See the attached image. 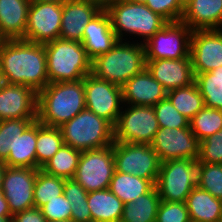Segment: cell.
<instances>
[{"instance_id":"obj_1","label":"cell","mask_w":222,"mask_h":222,"mask_svg":"<svg viewBox=\"0 0 222 222\" xmlns=\"http://www.w3.org/2000/svg\"><path fill=\"white\" fill-rule=\"evenodd\" d=\"M0 70L5 83L29 86L38 93L49 84L44 44L8 39L0 50Z\"/></svg>"},{"instance_id":"obj_2","label":"cell","mask_w":222,"mask_h":222,"mask_svg":"<svg viewBox=\"0 0 222 222\" xmlns=\"http://www.w3.org/2000/svg\"><path fill=\"white\" fill-rule=\"evenodd\" d=\"M86 109L84 81L49 83L38 92L37 120L60 127Z\"/></svg>"},{"instance_id":"obj_3","label":"cell","mask_w":222,"mask_h":222,"mask_svg":"<svg viewBox=\"0 0 222 222\" xmlns=\"http://www.w3.org/2000/svg\"><path fill=\"white\" fill-rule=\"evenodd\" d=\"M105 10L110 17L112 29L119 40L145 44L168 23L146 4L115 0Z\"/></svg>"},{"instance_id":"obj_4","label":"cell","mask_w":222,"mask_h":222,"mask_svg":"<svg viewBox=\"0 0 222 222\" xmlns=\"http://www.w3.org/2000/svg\"><path fill=\"white\" fill-rule=\"evenodd\" d=\"M146 68L144 44L118 40L107 53L92 60L91 74L122 87Z\"/></svg>"},{"instance_id":"obj_5","label":"cell","mask_w":222,"mask_h":222,"mask_svg":"<svg viewBox=\"0 0 222 222\" xmlns=\"http://www.w3.org/2000/svg\"><path fill=\"white\" fill-rule=\"evenodd\" d=\"M44 47L49 83L79 81L91 74L92 60L81 42L58 38Z\"/></svg>"},{"instance_id":"obj_6","label":"cell","mask_w":222,"mask_h":222,"mask_svg":"<svg viewBox=\"0 0 222 222\" xmlns=\"http://www.w3.org/2000/svg\"><path fill=\"white\" fill-rule=\"evenodd\" d=\"M59 128L64 144L80 151L100 149L114 143V126L88 109Z\"/></svg>"},{"instance_id":"obj_7","label":"cell","mask_w":222,"mask_h":222,"mask_svg":"<svg viewBox=\"0 0 222 222\" xmlns=\"http://www.w3.org/2000/svg\"><path fill=\"white\" fill-rule=\"evenodd\" d=\"M198 160L175 159L161 162L155 187L161 201L185 202L197 185Z\"/></svg>"},{"instance_id":"obj_8","label":"cell","mask_w":222,"mask_h":222,"mask_svg":"<svg viewBox=\"0 0 222 222\" xmlns=\"http://www.w3.org/2000/svg\"><path fill=\"white\" fill-rule=\"evenodd\" d=\"M159 130L152 106L123 104L114 125V141L132 144H151Z\"/></svg>"},{"instance_id":"obj_9","label":"cell","mask_w":222,"mask_h":222,"mask_svg":"<svg viewBox=\"0 0 222 222\" xmlns=\"http://www.w3.org/2000/svg\"><path fill=\"white\" fill-rule=\"evenodd\" d=\"M115 161L113 147L82 151L73 179L87 192L107 189L110 186Z\"/></svg>"},{"instance_id":"obj_10","label":"cell","mask_w":222,"mask_h":222,"mask_svg":"<svg viewBox=\"0 0 222 222\" xmlns=\"http://www.w3.org/2000/svg\"><path fill=\"white\" fill-rule=\"evenodd\" d=\"M115 171L157 181L161 161L149 144L116 142L112 144Z\"/></svg>"},{"instance_id":"obj_11","label":"cell","mask_w":222,"mask_h":222,"mask_svg":"<svg viewBox=\"0 0 222 222\" xmlns=\"http://www.w3.org/2000/svg\"><path fill=\"white\" fill-rule=\"evenodd\" d=\"M192 30L182 21L168 22L145 44V60L181 59L190 56Z\"/></svg>"},{"instance_id":"obj_12","label":"cell","mask_w":222,"mask_h":222,"mask_svg":"<svg viewBox=\"0 0 222 222\" xmlns=\"http://www.w3.org/2000/svg\"><path fill=\"white\" fill-rule=\"evenodd\" d=\"M86 109L113 126L123 107L122 87L88 74L84 79Z\"/></svg>"},{"instance_id":"obj_13","label":"cell","mask_w":222,"mask_h":222,"mask_svg":"<svg viewBox=\"0 0 222 222\" xmlns=\"http://www.w3.org/2000/svg\"><path fill=\"white\" fill-rule=\"evenodd\" d=\"M161 162L175 159L198 160L200 141L190 127L159 128L150 144Z\"/></svg>"},{"instance_id":"obj_14","label":"cell","mask_w":222,"mask_h":222,"mask_svg":"<svg viewBox=\"0 0 222 222\" xmlns=\"http://www.w3.org/2000/svg\"><path fill=\"white\" fill-rule=\"evenodd\" d=\"M63 4L31 2L28 10L25 40L45 44L59 38Z\"/></svg>"},{"instance_id":"obj_15","label":"cell","mask_w":222,"mask_h":222,"mask_svg":"<svg viewBox=\"0 0 222 222\" xmlns=\"http://www.w3.org/2000/svg\"><path fill=\"white\" fill-rule=\"evenodd\" d=\"M38 170L36 168L5 167L2 192L12 215L35 207L33 193Z\"/></svg>"},{"instance_id":"obj_16","label":"cell","mask_w":222,"mask_h":222,"mask_svg":"<svg viewBox=\"0 0 222 222\" xmlns=\"http://www.w3.org/2000/svg\"><path fill=\"white\" fill-rule=\"evenodd\" d=\"M190 57L194 76L222 66V33L218 29L194 30Z\"/></svg>"},{"instance_id":"obj_17","label":"cell","mask_w":222,"mask_h":222,"mask_svg":"<svg viewBox=\"0 0 222 222\" xmlns=\"http://www.w3.org/2000/svg\"><path fill=\"white\" fill-rule=\"evenodd\" d=\"M38 93L29 86L3 83L0 87V121L37 119Z\"/></svg>"},{"instance_id":"obj_18","label":"cell","mask_w":222,"mask_h":222,"mask_svg":"<svg viewBox=\"0 0 222 222\" xmlns=\"http://www.w3.org/2000/svg\"><path fill=\"white\" fill-rule=\"evenodd\" d=\"M146 68L167 92L190 86L195 81L191 57L145 60Z\"/></svg>"},{"instance_id":"obj_19","label":"cell","mask_w":222,"mask_h":222,"mask_svg":"<svg viewBox=\"0 0 222 222\" xmlns=\"http://www.w3.org/2000/svg\"><path fill=\"white\" fill-rule=\"evenodd\" d=\"M102 9L88 0H69L63 4L59 38L82 42L85 26Z\"/></svg>"},{"instance_id":"obj_20","label":"cell","mask_w":222,"mask_h":222,"mask_svg":"<svg viewBox=\"0 0 222 222\" xmlns=\"http://www.w3.org/2000/svg\"><path fill=\"white\" fill-rule=\"evenodd\" d=\"M123 104L154 106L166 98L165 88L144 68L122 86Z\"/></svg>"},{"instance_id":"obj_21","label":"cell","mask_w":222,"mask_h":222,"mask_svg":"<svg viewBox=\"0 0 222 222\" xmlns=\"http://www.w3.org/2000/svg\"><path fill=\"white\" fill-rule=\"evenodd\" d=\"M119 39L111 26L110 17L102 9L84 28L82 45L88 57L94 60L97 56L107 53Z\"/></svg>"},{"instance_id":"obj_22","label":"cell","mask_w":222,"mask_h":222,"mask_svg":"<svg viewBox=\"0 0 222 222\" xmlns=\"http://www.w3.org/2000/svg\"><path fill=\"white\" fill-rule=\"evenodd\" d=\"M192 31L219 29L222 24V0H192L181 19Z\"/></svg>"},{"instance_id":"obj_23","label":"cell","mask_w":222,"mask_h":222,"mask_svg":"<svg viewBox=\"0 0 222 222\" xmlns=\"http://www.w3.org/2000/svg\"><path fill=\"white\" fill-rule=\"evenodd\" d=\"M30 0H0V29L7 39L25 40Z\"/></svg>"},{"instance_id":"obj_24","label":"cell","mask_w":222,"mask_h":222,"mask_svg":"<svg viewBox=\"0 0 222 222\" xmlns=\"http://www.w3.org/2000/svg\"><path fill=\"white\" fill-rule=\"evenodd\" d=\"M191 222H221L222 200L197 185L185 201Z\"/></svg>"},{"instance_id":"obj_25","label":"cell","mask_w":222,"mask_h":222,"mask_svg":"<svg viewBox=\"0 0 222 222\" xmlns=\"http://www.w3.org/2000/svg\"><path fill=\"white\" fill-rule=\"evenodd\" d=\"M92 222H120L124 203L109 188L88 192Z\"/></svg>"},{"instance_id":"obj_26","label":"cell","mask_w":222,"mask_h":222,"mask_svg":"<svg viewBox=\"0 0 222 222\" xmlns=\"http://www.w3.org/2000/svg\"><path fill=\"white\" fill-rule=\"evenodd\" d=\"M37 120L33 121L14 143L7 160L8 167L36 168Z\"/></svg>"},{"instance_id":"obj_27","label":"cell","mask_w":222,"mask_h":222,"mask_svg":"<svg viewBox=\"0 0 222 222\" xmlns=\"http://www.w3.org/2000/svg\"><path fill=\"white\" fill-rule=\"evenodd\" d=\"M154 186L152 180L114 171L109 190L125 204L148 193Z\"/></svg>"},{"instance_id":"obj_28","label":"cell","mask_w":222,"mask_h":222,"mask_svg":"<svg viewBox=\"0 0 222 222\" xmlns=\"http://www.w3.org/2000/svg\"><path fill=\"white\" fill-rule=\"evenodd\" d=\"M160 201L154 186L148 193L124 204L120 222H155Z\"/></svg>"},{"instance_id":"obj_29","label":"cell","mask_w":222,"mask_h":222,"mask_svg":"<svg viewBox=\"0 0 222 222\" xmlns=\"http://www.w3.org/2000/svg\"><path fill=\"white\" fill-rule=\"evenodd\" d=\"M62 145L64 140L60 128L41 124L37 120L36 169H41Z\"/></svg>"},{"instance_id":"obj_30","label":"cell","mask_w":222,"mask_h":222,"mask_svg":"<svg viewBox=\"0 0 222 222\" xmlns=\"http://www.w3.org/2000/svg\"><path fill=\"white\" fill-rule=\"evenodd\" d=\"M81 153L82 151L64 144L41 170L64 179H73Z\"/></svg>"},{"instance_id":"obj_31","label":"cell","mask_w":222,"mask_h":222,"mask_svg":"<svg viewBox=\"0 0 222 222\" xmlns=\"http://www.w3.org/2000/svg\"><path fill=\"white\" fill-rule=\"evenodd\" d=\"M166 97L188 120H191L205 106L204 99L195 82L190 86L167 92Z\"/></svg>"},{"instance_id":"obj_32","label":"cell","mask_w":222,"mask_h":222,"mask_svg":"<svg viewBox=\"0 0 222 222\" xmlns=\"http://www.w3.org/2000/svg\"><path fill=\"white\" fill-rule=\"evenodd\" d=\"M204 99V105L222 110V66L195 75L194 81Z\"/></svg>"},{"instance_id":"obj_33","label":"cell","mask_w":222,"mask_h":222,"mask_svg":"<svg viewBox=\"0 0 222 222\" xmlns=\"http://www.w3.org/2000/svg\"><path fill=\"white\" fill-rule=\"evenodd\" d=\"M63 193L71 203V220L73 222H92L88 206V192L74 179H65Z\"/></svg>"},{"instance_id":"obj_34","label":"cell","mask_w":222,"mask_h":222,"mask_svg":"<svg viewBox=\"0 0 222 222\" xmlns=\"http://www.w3.org/2000/svg\"><path fill=\"white\" fill-rule=\"evenodd\" d=\"M189 127L201 142L222 130V110L204 106L189 121Z\"/></svg>"},{"instance_id":"obj_35","label":"cell","mask_w":222,"mask_h":222,"mask_svg":"<svg viewBox=\"0 0 222 222\" xmlns=\"http://www.w3.org/2000/svg\"><path fill=\"white\" fill-rule=\"evenodd\" d=\"M65 179L50 175L41 169L37 171L34 186V205L37 208L44 206L49 200H53L63 194Z\"/></svg>"},{"instance_id":"obj_36","label":"cell","mask_w":222,"mask_h":222,"mask_svg":"<svg viewBox=\"0 0 222 222\" xmlns=\"http://www.w3.org/2000/svg\"><path fill=\"white\" fill-rule=\"evenodd\" d=\"M37 119H7L0 121V162L8 158L10 148L23 131Z\"/></svg>"},{"instance_id":"obj_37","label":"cell","mask_w":222,"mask_h":222,"mask_svg":"<svg viewBox=\"0 0 222 222\" xmlns=\"http://www.w3.org/2000/svg\"><path fill=\"white\" fill-rule=\"evenodd\" d=\"M197 186L222 200V164L198 163Z\"/></svg>"},{"instance_id":"obj_38","label":"cell","mask_w":222,"mask_h":222,"mask_svg":"<svg viewBox=\"0 0 222 222\" xmlns=\"http://www.w3.org/2000/svg\"><path fill=\"white\" fill-rule=\"evenodd\" d=\"M159 128H186L189 121L166 97L153 106Z\"/></svg>"},{"instance_id":"obj_39","label":"cell","mask_w":222,"mask_h":222,"mask_svg":"<svg viewBox=\"0 0 222 222\" xmlns=\"http://www.w3.org/2000/svg\"><path fill=\"white\" fill-rule=\"evenodd\" d=\"M155 222H191L186 203L160 201Z\"/></svg>"},{"instance_id":"obj_40","label":"cell","mask_w":222,"mask_h":222,"mask_svg":"<svg viewBox=\"0 0 222 222\" xmlns=\"http://www.w3.org/2000/svg\"><path fill=\"white\" fill-rule=\"evenodd\" d=\"M146 5L167 22L181 21L185 9L181 0H147Z\"/></svg>"},{"instance_id":"obj_41","label":"cell","mask_w":222,"mask_h":222,"mask_svg":"<svg viewBox=\"0 0 222 222\" xmlns=\"http://www.w3.org/2000/svg\"><path fill=\"white\" fill-rule=\"evenodd\" d=\"M198 163L222 164V130L200 142Z\"/></svg>"},{"instance_id":"obj_42","label":"cell","mask_w":222,"mask_h":222,"mask_svg":"<svg viewBox=\"0 0 222 222\" xmlns=\"http://www.w3.org/2000/svg\"><path fill=\"white\" fill-rule=\"evenodd\" d=\"M71 203L66 199L64 193L53 200H49L40 209L46 221H58L71 219Z\"/></svg>"},{"instance_id":"obj_43","label":"cell","mask_w":222,"mask_h":222,"mask_svg":"<svg viewBox=\"0 0 222 222\" xmlns=\"http://www.w3.org/2000/svg\"><path fill=\"white\" fill-rule=\"evenodd\" d=\"M13 222H47L40 208L32 207L12 216Z\"/></svg>"},{"instance_id":"obj_44","label":"cell","mask_w":222,"mask_h":222,"mask_svg":"<svg viewBox=\"0 0 222 222\" xmlns=\"http://www.w3.org/2000/svg\"><path fill=\"white\" fill-rule=\"evenodd\" d=\"M7 200L4 197L2 190H0V217H12Z\"/></svg>"},{"instance_id":"obj_45","label":"cell","mask_w":222,"mask_h":222,"mask_svg":"<svg viewBox=\"0 0 222 222\" xmlns=\"http://www.w3.org/2000/svg\"><path fill=\"white\" fill-rule=\"evenodd\" d=\"M91 3H95L101 9H106L110 4H112L115 0H88Z\"/></svg>"},{"instance_id":"obj_46","label":"cell","mask_w":222,"mask_h":222,"mask_svg":"<svg viewBox=\"0 0 222 222\" xmlns=\"http://www.w3.org/2000/svg\"><path fill=\"white\" fill-rule=\"evenodd\" d=\"M31 2H47V3H60L64 4L69 0H30Z\"/></svg>"},{"instance_id":"obj_47","label":"cell","mask_w":222,"mask_h":222,"mask_svg":"<svg viewBox=\"0 0 222 222\" xmlns=\"http://www.w3.org/2000/svg\"><path fill=\"white\" fill-rule=\"evenodd\" d=\"M5 167H6L5 164L3 162H0V190H2V181H3Z\"/></svg>"},{"instance_id":"obj_48","label":"cell","mask_w":222,"mask_h":222,"mask_svg":"<svg viewBox=\"0 0 222 222\" xmlns=\"http://www.w3.org/2000/svg\"><path fill=\"white\" fill-rule=\"evenodd\" d=\"M8 41L7 37L1 32L0 29V50L4 46V44Z\"/></svg>"},{"instance_id":"obj_49","label":"cell","mask_w":222,"mask_h":222,"mask_svg":"<svg viewBox=\"0 0 222 222\" xmlns=\"http://www.w3.org/2000/svg\"><path fill=\"white\" fill-rule=\"evenodd\" d=\"M0 222H13L12 217H0Z\"/></svg>"},{"instance_id":"obj_50","label":"cell","mask_w":222,"mask_h":222,"mask_svg":"<svg viewBox=\"0 0 222 222\" xmlns=\"http://www.w3.org/2000/svg\"><path fill=\"white\" fill-rule=\"evenodd\" d=\"M128 2H134V3H140V4H146L147 0H126Z\"/></svg>"},{"instance_id":"obj_51","label":"cell","mask_w":222,"mask_h":222,"mask_svg":"<svg viewBox=\"0 0 222 222\" xmlns=\"http://www.w3.org/2000/svg\"><path fill=\"white\" fill-rule=\"evenodd\" d=\"M192 0H181L182 5L185 7L187 4H189Z\"/></svg>"},{"instance_id":"obj_52","label":"cell","mask_w":222,"mask_h":222,"mask_svg":"<svg viewBox=\"0 0 222 222\" xmlns=\"http://www.w3.org/2000/svg\"><path fill=\"white\" fill-rule=\"evenodd\" d=\"M47 222H73V221L69 219V220H58V221H47Z\"/></svg>"},{"instance_id":"obj_53","label":"cell","mask_w":222,"mask_h":222,"mask_svg":"<svg viewBox=\"0 0 222 222\" xmlns=\"http://www.w3.org/2000/svg\"><path fill=\"white\" fill-rule=\"evenodd\" d=\"M4 83L3 77H2V72L0 70V87L2 86V84Z\"/></svg>"},{"instance_id":"obj_54","label":"cell","mask_w":222,"mask_h":222,"mask_svg":"<svg viewBox=\"0 0 222 222\" xmlns=\"http://www.w3.org/2000/svg\"><path fill=\"white\" fill-rule=\"evenodd\" d=\"M218 30L222 33V24H221V26L219 27Z\"/></svg>"}]
</instances>
